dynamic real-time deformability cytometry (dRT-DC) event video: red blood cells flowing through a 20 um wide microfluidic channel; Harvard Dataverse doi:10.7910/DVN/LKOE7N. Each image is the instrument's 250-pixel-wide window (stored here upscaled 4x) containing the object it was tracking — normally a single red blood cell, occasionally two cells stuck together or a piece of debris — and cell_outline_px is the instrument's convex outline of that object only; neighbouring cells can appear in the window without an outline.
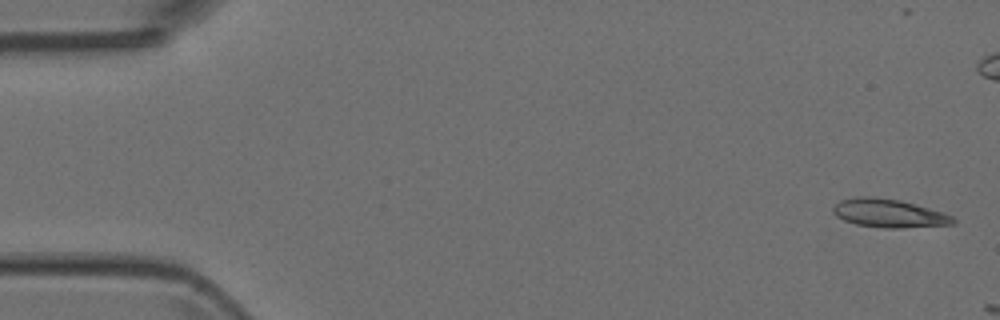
{"species": "Egyptian fruit bat (a non-hibernating species)", "species_latin": "Rousettus aegyptiacus", "temperature_condition": "room temperature", "stored_images_in_passage": 2, "camera_frame_rate_fps": 3000, "um_per_image_px": 0.085, "animal": {"sex": "female"}, "frame": {"image": 1, "passage_image": 1, "time_ms": 0.0, "image_size_px": [1000, 320], "cell_outline_px": [[956, 224], [900, 228], [884, 228], [856, 224], [844, 220], [836, 216], [832, 212], [832, 208], [840, 200], [852, 196], [872, 196], [900, 200], [916, 204], [944, 212], [952, 216], [956, 220]], "centroid_in_image_um": [75.55, 18.12], "position_along_channel_um": 9.4, "area_um2": 20.11}}